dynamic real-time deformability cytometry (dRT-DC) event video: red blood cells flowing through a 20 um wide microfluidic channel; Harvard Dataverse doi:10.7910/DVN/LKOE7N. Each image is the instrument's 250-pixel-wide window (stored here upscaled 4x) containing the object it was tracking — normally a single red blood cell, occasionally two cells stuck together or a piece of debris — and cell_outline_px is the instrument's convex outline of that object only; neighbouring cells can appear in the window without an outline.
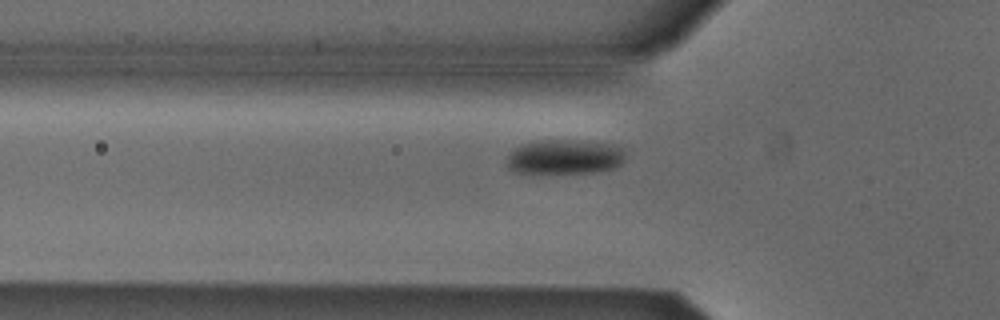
{"species": "Egyptian fruit bat (a non-hibernating species)", "species_latin": "Rousettus aegyptiacus", "temperature_condition": "cold", "stored_images_in_passage": 36, "camera_frame_rate_fps": 3000, "um_per_image_px": 0.085, "animal": {"sex": "male"}, "frame": {"image": 1, "passage_image": 2, "time_ms": 0.333, "image_size_px": [1000, 320], "cell_outline_px": [[624, 160], [616, 168], [596, 172], [512, 172], [508, 168], [508, 156], [512, 148], [520, 144], [532, 140], [576, 140], [608, 144], [620, 148], [624, 152]], "centroid_in_image_um": [47.95, 13.32], "position_along_channel_um": 77.9, "area_um2": 23.87}}
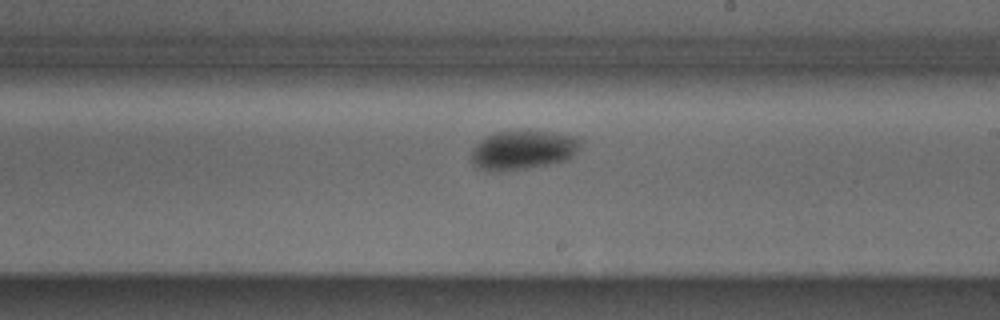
{"frame": {"image": 2, "passage_image": 15, "time_ms": 4.667, "image_size_px": [1000, 320], "cell_outline_px": [[580, 148], [568, 160], [528, 168], [504, 172], [492, 172], [476, 168], [472, 164], [472, 148], [484, 136], [496, 132], [524, 128], [528, 128], [580, 136]], "centroid_in_image_um": [44.44, 12.71], "position_along_channel_um": 244.6, "area_um2": 26.07}}
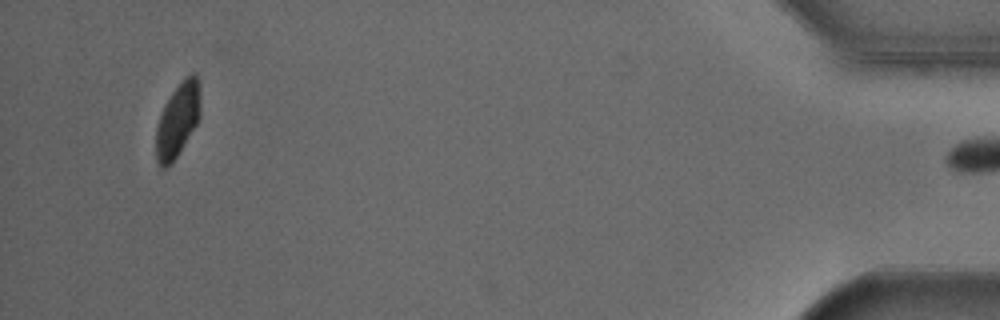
{"frame": {"image": 3, "passage_image": 35, "time_ms": 11.333, "image_size_px": [1000, 320], "cell_outline_px": [[200, 116], [196, 124], [180, 152], [172, 164], [164, 168], [160, 168], [156, 160], [156, 128], [164, 104], [172, 92], [192, 72], [196, 76], [200, 88]], "centroid_in_image_um": [15.09, 10.26], "position_along_channel_um": 420.1, "area_um2": 19.02}, "authors_computed_cell_mechanics": {"area_um2": 24.1315, "velocity_mm_per_s": 3.8524, "shape_relaxation_time_tau1_ms": 4.3559, "shape_relaxation_time_tau2_ms": null, "deformation_change_tau1": 0.0954, "deformation_change_tau2": null}}